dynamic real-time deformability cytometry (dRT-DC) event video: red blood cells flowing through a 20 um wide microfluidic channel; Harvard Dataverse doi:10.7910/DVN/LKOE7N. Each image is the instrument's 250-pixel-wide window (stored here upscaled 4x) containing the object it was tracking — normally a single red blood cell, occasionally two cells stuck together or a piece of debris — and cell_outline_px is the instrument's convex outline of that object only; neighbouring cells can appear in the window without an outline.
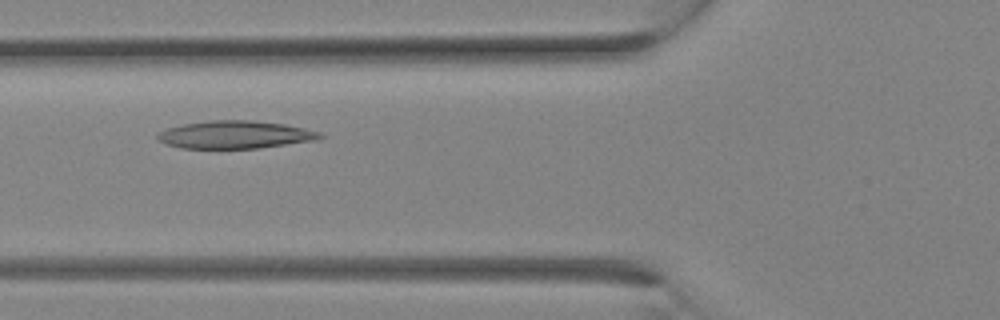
{"species": "Egyptian fruit bat (a non-hibernating species)", "species_latin": "Rousettus aegyptiacus", "temperature_condition": "room temperature", "stored_images_in_passage": 10, "camera_frame_rate_fps": 3000, "um_per_image_px": 0.085, "animal": {"sex": "female"}, "frame": {"image": 1, "passage_image": 5, "time_ms": 1.333, "image_size_px": [1000, 320], "cell_outline_px": [[324, 136], [316, 140], [260, 148], [180, 148], [156, 140], [156, 136], [160, 132], [168, 128], [184, 124], [212, 120], [252, 120], [284, 124], [320, 132]], "centroid_in_image_um": [19.98, 11.45], "position_along_channel_um": 105.8, "area_um2": 26.07}}
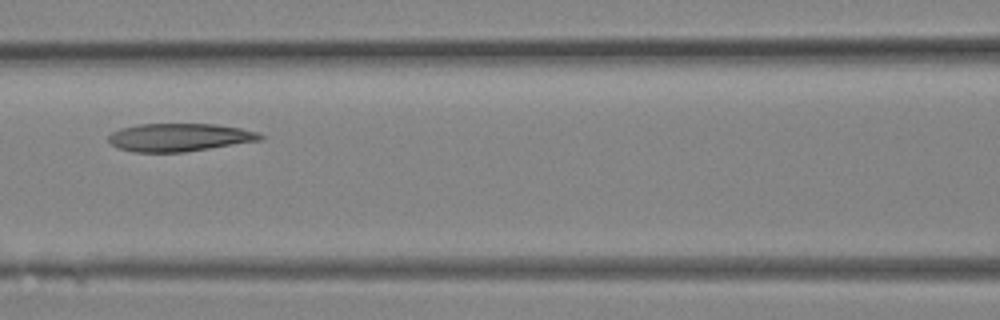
{"frame": {"image": 2, "passage_image": 7, "time_ms": 2.0, "image_size_px": [1000, 320], "cell_outline_px": [[264, 140], [184, 152], [132, 152], [116, 148], [108, 140], [108, 136], [112, 132], [120, 128], [140, 124], [216, 124], [240, 128], [256, 132], [264, 136]], "centroid_in_image_um": [15.24, 11.68], "position_along_channel_um": 151.4, "area_um2": 24.85}}
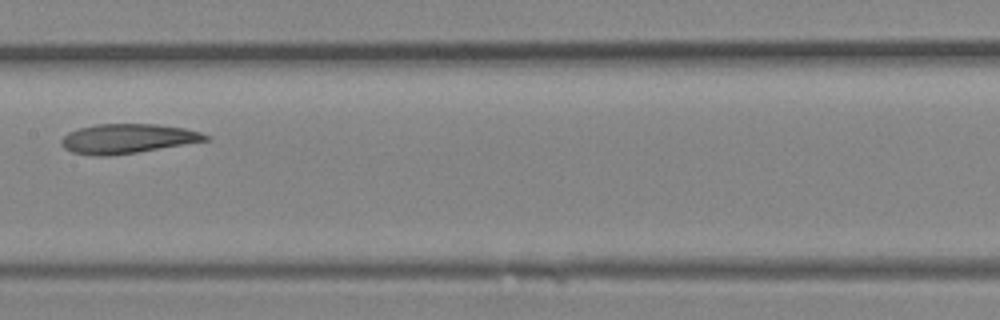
{"frame": {"image": 3, "passage_image": 9, "time_ms": 2.667, "image_size_px": [1000, 320], "cell_outline_px": [[212, 140], [136, 152], [108, 156], [92, 156], [72, 152], [64, 148], [60, 144], [60, 140], [68, 132], [80, 128], [96, 124], [156, 124], [184, 128], [200, 132], [212, 136]], "centroid_in_image_um": [10.86, 11.79], "position_along_channel_um": 196.5, "area_um2": 24.91}}